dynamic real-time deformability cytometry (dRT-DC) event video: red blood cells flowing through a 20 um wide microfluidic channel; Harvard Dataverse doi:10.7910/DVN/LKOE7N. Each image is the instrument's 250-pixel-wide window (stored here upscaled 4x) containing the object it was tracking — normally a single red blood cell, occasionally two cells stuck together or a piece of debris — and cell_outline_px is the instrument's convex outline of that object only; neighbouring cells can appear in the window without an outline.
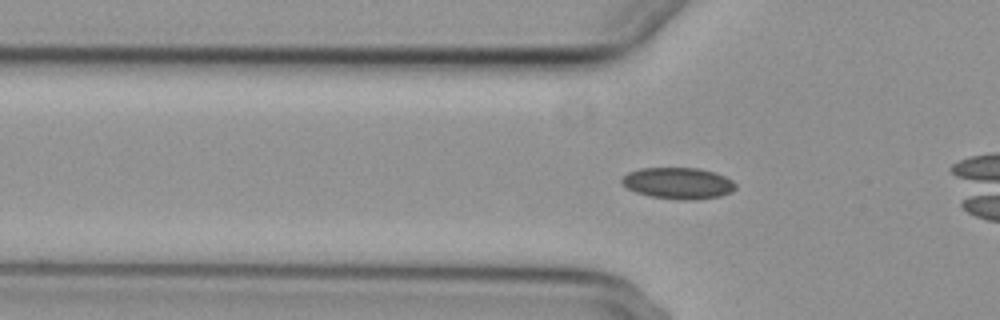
{"species": "common noctule bat (a hibernating species)", "species_latin": "Nyctalus noctula", "temperature_condition": "cold", "stored_images_in_passage": 37, "camera_frame_rate_fps": 3000, "um_per_image_px": 0.085, "animal": {"sex": "female", "body_mass_g": 29.2, "forearm_length_mm": 56.3}, "frame": {"image": 1, "passage_image": 10, "time_ms": 3.0, "image_size_px": [1000, 320], "cell_outline_px": [[736, 188], [732, 192], [720, 196], [692, 200], [680, 200], [648, 196], [636, 192], [620, 184], [620, 180], [628, 172], [640, 168], [700, 168], [716, 172], [732, 180], [736, 184]], "centroid_in_image_um": [57.64, 15.57], "position_along_channel_um": 68.2, "area_um2": 21.04}}
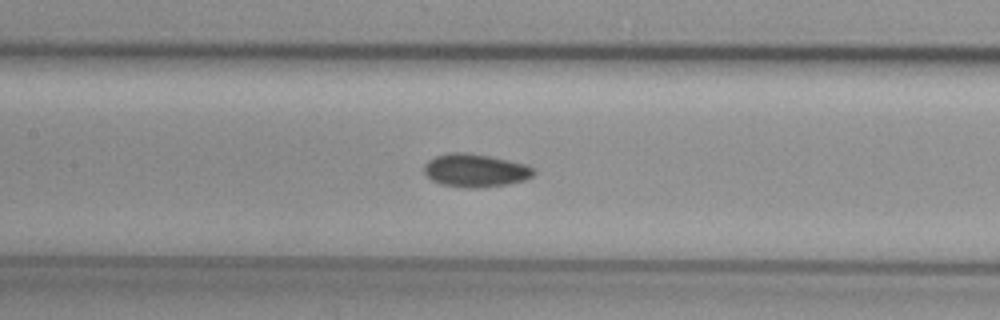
{"frame": {"image": 2, "passage_image": 18, "time_ms": 5.667, "image_size_px": [1000, 320], "cell_outline_px": [[536, 172], [532, 176], [524, 180], [508, 184], [480, 188], [464, 188], [440, 184], [432, 180], [424, 172], [424, 164], [428, 160], [436, 156], [452, 152], [460, 152], [488, 156], [528, 164]], "centroid_in_image_um": [40.4, 14.5], "position_along_channel_um": 167.0, "area_um2": 21.15}}
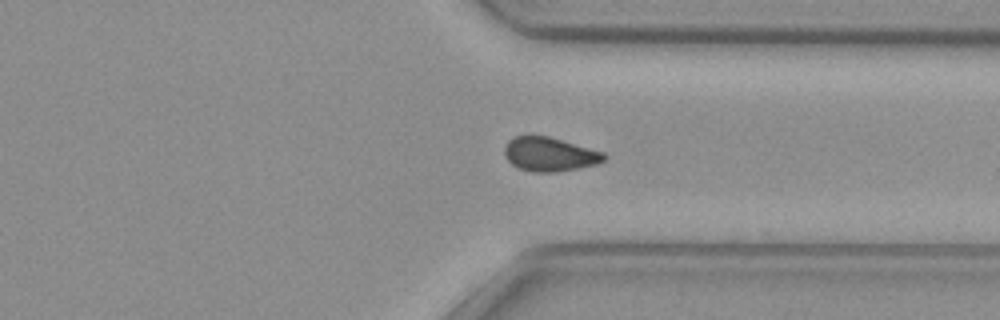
{"frame": {"image": 3, "passage_image": 34, "time_ms": 11.0, "image_size_px": [1000, 320], "cell_outline_px": [[608, 156], [604, 160], [596, 164], [556, 172], [532, 172], [516, 168], [508, 160], [504, 152], [504, 148], [508, 140], [512, 136], [528, 132], [532, 132], [548, 136], [604, 152]], "centroid_in_image_um": [46.65, 13.07], "position_along_channel_um": 364.8, "area_um2": 20.29}}